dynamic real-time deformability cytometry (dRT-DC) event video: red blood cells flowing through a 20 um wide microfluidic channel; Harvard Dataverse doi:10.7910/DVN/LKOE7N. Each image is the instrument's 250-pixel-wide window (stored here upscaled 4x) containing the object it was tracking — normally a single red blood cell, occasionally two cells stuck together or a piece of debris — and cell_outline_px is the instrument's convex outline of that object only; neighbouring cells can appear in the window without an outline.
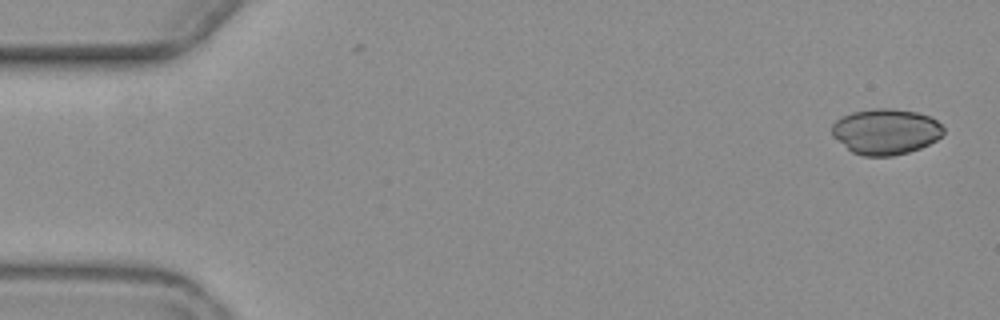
{"species": "common noctule bat (a hibernating species)", "species_latin": "Nyctalus noctula", "temperature_condition": "warm", "stored_images_in_passage": 4, "camera_frame_rate_fps": 3000, "um_per_image_px": 0.085, "animal": {"sex": "female", "body_mass_g": 19.3, "forearm_length_mm": 54.1}, "frame": {"image": 1, "passage_image": 1, "time_ms": 0.0, "image_size_px": [1000, 320], "cell_outline_px": [[944, 132], [936, 140], [920, 148], [908, 152], [892, 156], [864, 156], [852, 152], [832, 136], [832, 124], [840, 116], [852, 112], [872, 108], [892, 108], [916, 112], [928, 116], [936, 120], [944, 128]], "centroid_in_image_um": [75.26, 11.17], "position_along_channel_um": 9.7, "area_um2": 29.77}}